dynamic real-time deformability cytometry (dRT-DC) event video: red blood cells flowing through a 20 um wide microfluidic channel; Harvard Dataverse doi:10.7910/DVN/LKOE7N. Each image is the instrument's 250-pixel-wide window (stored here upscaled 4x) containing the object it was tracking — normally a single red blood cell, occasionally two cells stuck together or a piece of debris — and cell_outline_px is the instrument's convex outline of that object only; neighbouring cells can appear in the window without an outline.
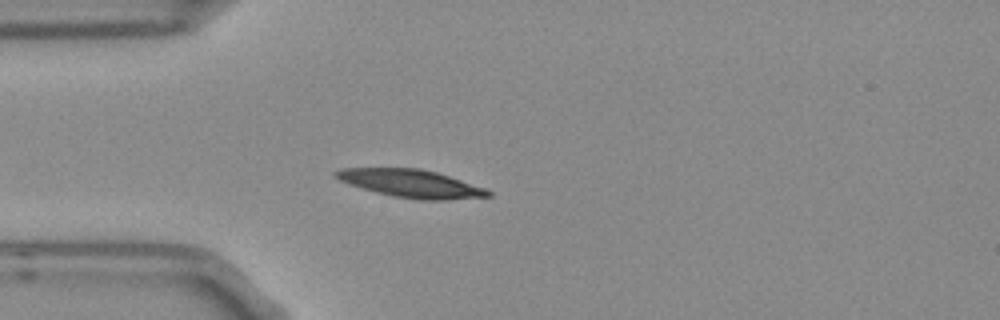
{"species": "Egyptian fruit bat (a non-hibernating species)", "species_latin": "Rousettus aegyptiacus", "temperature_condition": "room temperature", "stored_images_in_passage": 3, "camera_frame_rate_fps": 3000, "um_per_image_px": 0.085, "frame": {"image": 1, "passage_image": 3, "time_ms": 0.667, "image_size_px": [1000, 320], "cell_outline_px": [[492, 196], [448, 200], [420, 200], [392, 196], [376, 192], [348, 184], [340, 180], [332, 172], [340, 168], [420, 168], [436, 172], [484, 188], [492, 192]], "centroid_in_image_um": [34.92, 15.6], "position_along_channel_um": 50.1, "area_um2": 24.62}}